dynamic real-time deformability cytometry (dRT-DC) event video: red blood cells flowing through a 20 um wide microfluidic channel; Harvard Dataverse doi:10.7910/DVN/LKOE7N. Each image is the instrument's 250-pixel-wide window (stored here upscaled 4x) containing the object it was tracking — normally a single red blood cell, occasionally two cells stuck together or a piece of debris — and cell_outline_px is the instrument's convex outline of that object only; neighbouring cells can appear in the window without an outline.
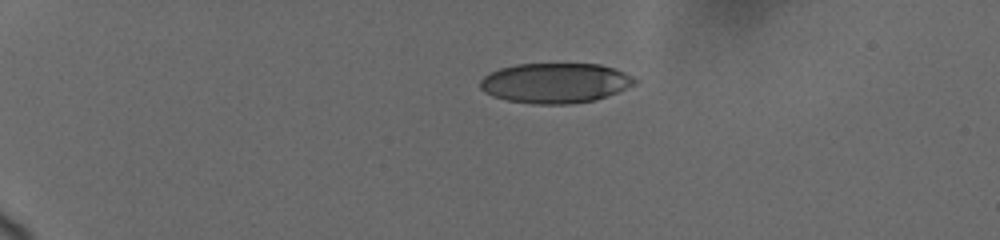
{"species": "human", "species_latin": "Homo sapiens", "temperature_condition": "cold", "stored_images_in_passage": 7, "camera_frame_rate_fps": 3000, "um_per_image_px": 0.085, "donor": {"sex": "female"}, "frame": {"image": 1, "passage_image": 1, "time_ms": 0.0, "image_size_px": [1000, 240], "cell_outline_px": [[636, 80], [632, 84], [616, 92], [592, 100], [568, 104], [536, 104], [508, 100], [492, 96], [484, 92], [480, 88], [480, 80], [484, 76], [500, 68], [516, 64], [600, 64], [624, 72], [632, 76]], "centroid_in_image_um": [47.13, 7.05], "position_along_channel_um": 37.9, "area_um2": 35.55}}
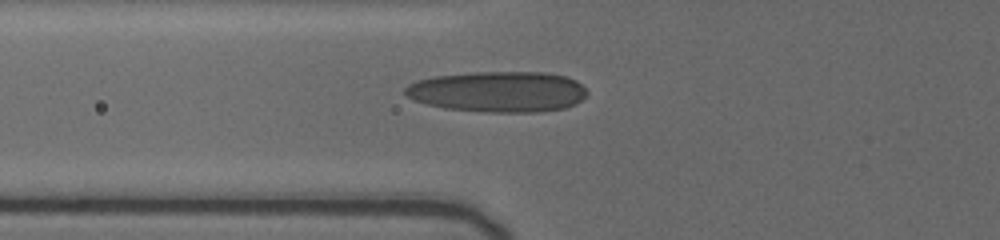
{"frame": {"image": 2, "passage_image": 6, "time_ms": 3.333, "image_size_px": [1000, 240], "cell_outline_px": [[588, 92], [580, 100], [564, 108], [540, 112], [484, 112], [444, 108], [428, 104], [416, 100], [408, 96], [404, 92], [404, 88], [408, 84], [416, 80], [436, 76], [472, 72], [544, 72], [564, 76], [576, 80]], "centroid_in_image_um": [42.32, 7.79], "position_along_channel_um": 83.5, "area_um2": 43.12}}